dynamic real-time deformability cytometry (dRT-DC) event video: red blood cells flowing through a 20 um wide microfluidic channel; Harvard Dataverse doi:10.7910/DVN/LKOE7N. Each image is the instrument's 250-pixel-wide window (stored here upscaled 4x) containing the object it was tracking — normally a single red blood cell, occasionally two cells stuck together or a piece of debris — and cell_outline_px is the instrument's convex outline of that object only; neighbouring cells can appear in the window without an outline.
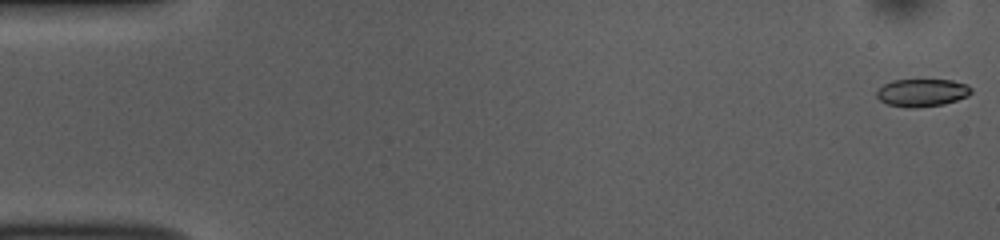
{"species": "common noctule bat (a hibernating species)", "species_latin": "Nyctalus noctula", "temperature_condition": "room temperature", "stored_images_in_passage": 54, "camera_frame_rate_fps": 3000, "um_per_image_px": 0.085, "animal": {"sex": "female", "body_mass_g": 10.0, "forearm_length_mm": 53.1}, "frame": {"image": 1, "passage_image": 1, "time_ms": 0.0, "image_size_px": [1000, 240], "cell_outline_px": [[972, 92], [968, 96], [944, 104], [916, 108], [908, 108], [888, 104], [880, 100], [876, 96], [876, 92], [884, 84], [892, 80], [952, 80], [968, 84], [972, 88]], "centroid_in_image_um": [78.39, 7.88], "position_along_channel_um": 6.6, "area_um2": 15.32}}
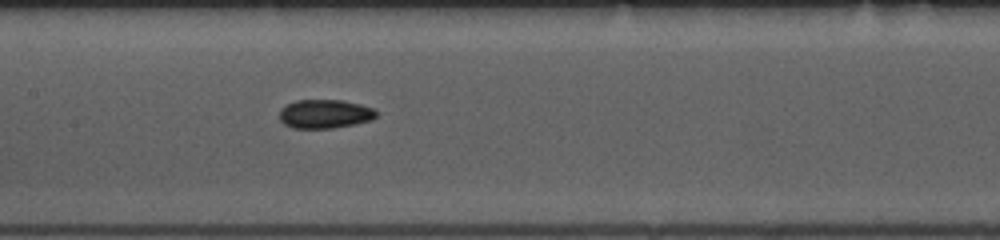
{"frame": {"image": 2, "passage_image": 26, "time_ms": 8.333, "image_size_px": [1000, 240], "cell_outline_px": [[376, 116], [372, 120], [332, 128], [292, 128], [284, 124], [280, 120], [280, 108], [296, 100], [340, 100], [360, 104], [372, 108], [376, 112]], "centroid_in_image_um": [27.58, 9.68], "position_along_channel_um": 179.8, "area_um2": 16.13}}
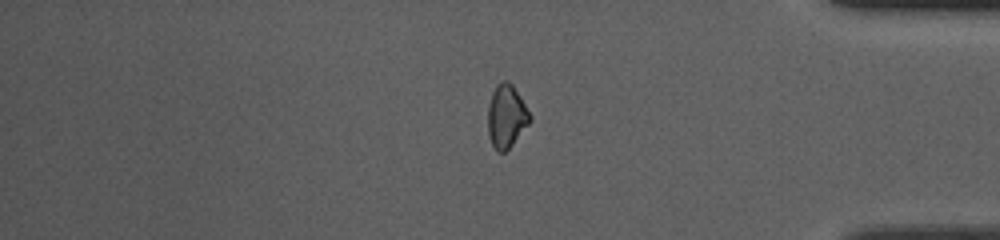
{"frame": {"image": 3, "passage_image": 45, "time_ms": 14.667, "image_size_px": [1000, 240], "cell_outline_px": [[532, 120], [512, 144], [504, 152], [496, 152], [488, 136], [488, 108], [492, 92], [496, 84], [504, 80], [508, 80], [512, 84], [520, 96], [532, 116]], "centroid_in_image_um": [43.04, 9.87], "position_along_channel_um": 392.2, "area_um2": 15.49}, "authors_computed_cell_mechanics": {"area_um2": 15.8083, "velocity_mm_per_s": 3.7376, "shape_relaxation_time_tau1_ms": 3.4214, "shape_relaxation_time_tau2_ms": 3.7814, "deformation_change_tau1": 0.1053, "deformation_change_tau2": 0.0721}}